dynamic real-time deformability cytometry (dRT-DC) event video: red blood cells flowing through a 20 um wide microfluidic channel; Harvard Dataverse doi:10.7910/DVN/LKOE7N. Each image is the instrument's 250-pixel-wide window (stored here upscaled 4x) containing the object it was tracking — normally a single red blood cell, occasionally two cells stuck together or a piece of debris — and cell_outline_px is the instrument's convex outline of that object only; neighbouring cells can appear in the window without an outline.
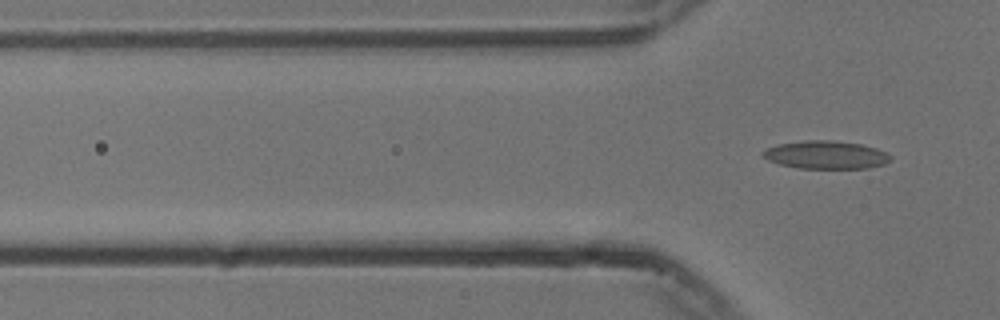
{"species": "common noctule bat (a hibernating species)", "species_latin": "Nyctalus noctula", "temperature_condition": "cold", "stored_images_in_passage": 3, "camera_frame_rate_fps": 3000, "um_per_image_px": 0.085, "animal": {"sex": "male", "body_mass_g": 13.3}, "frame": {"image": 1, "passage_image": 3, "time_ms": 0.667, "image_size_px": [1000, 320], "cell_outline_px": [[892, 160], [884, 164], [868, 168], [800, 168], [780, 164], [768, 160], [760, 156], [760, 152], [768, 148], [780, 144], [804, 140], [832, 140], [860, 144], [876, 148], [892, 156]], "centroid_in_image_um": [70.19, 13.16], "position_along_channel_um": 55.6, "area_um2": 20.81}}